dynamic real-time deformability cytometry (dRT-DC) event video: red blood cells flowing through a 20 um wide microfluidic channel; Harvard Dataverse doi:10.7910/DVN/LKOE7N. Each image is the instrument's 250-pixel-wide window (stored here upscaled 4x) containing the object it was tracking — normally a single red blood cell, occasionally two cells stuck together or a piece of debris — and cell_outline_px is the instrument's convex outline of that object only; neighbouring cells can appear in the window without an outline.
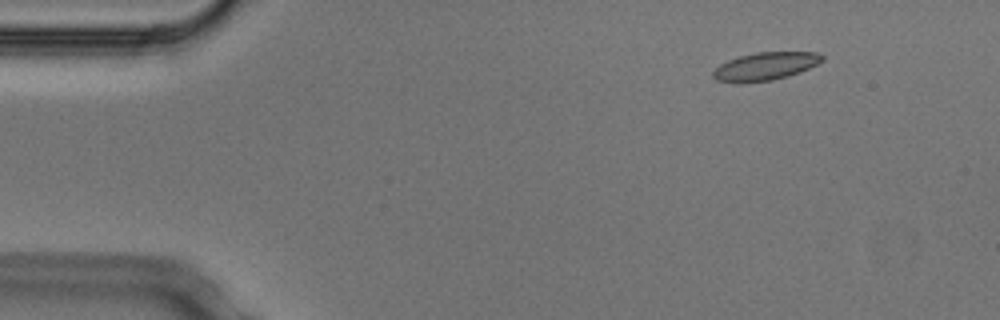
{"species": "Egyptian fruit bat (a non-hibernating species)", "species_latin": "Rousettus aegyptiacus", "temperature_condition": "cold", "stored_images_in_passage": 5, "camera_frame_rate_fps": 3000, "um_per_image_px": 0.085, "animal": {"sex": "male"}, "frame": {"image": 1, "passage_image": 2, "time_ms": 0.333, "image_size_px": [1000, 320], "cell_outline_px": [[824, 60], [800, 72], [788, 76], [772, 80], [736, 84], [716, 80], [712, 76], [712, 72], [720, 64], [728, 60], [740, 56], [756, 52], [816, 52], [824, 56]], "centroid_in_image_um": [65.02, 5.65], "position_along_channel_um": 20.0, "area_um2": 17.86}}
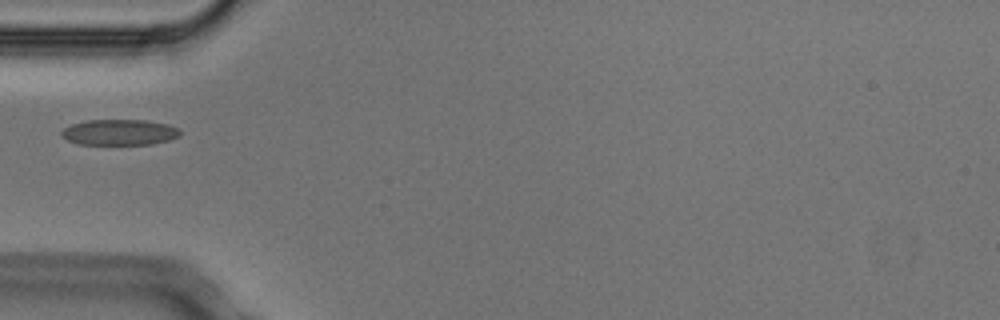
{"frame": {"image": 2, "passage_image": 5, "time_ms": 1.333, "image_size_px": [1000, 320], "cell_outline_px": [[180, 136], [168, 140], [152, 144], [80, 144], [68, 140], [60, 136], [60, 132], [64, 128], [72, 124], [88, 120], [144, 120], [168, 124], [180, 128]], "centroid_in_image_um": [10.16, 11.24], "position_along_channel_um": 74.8, "area_um2": 17.8}}